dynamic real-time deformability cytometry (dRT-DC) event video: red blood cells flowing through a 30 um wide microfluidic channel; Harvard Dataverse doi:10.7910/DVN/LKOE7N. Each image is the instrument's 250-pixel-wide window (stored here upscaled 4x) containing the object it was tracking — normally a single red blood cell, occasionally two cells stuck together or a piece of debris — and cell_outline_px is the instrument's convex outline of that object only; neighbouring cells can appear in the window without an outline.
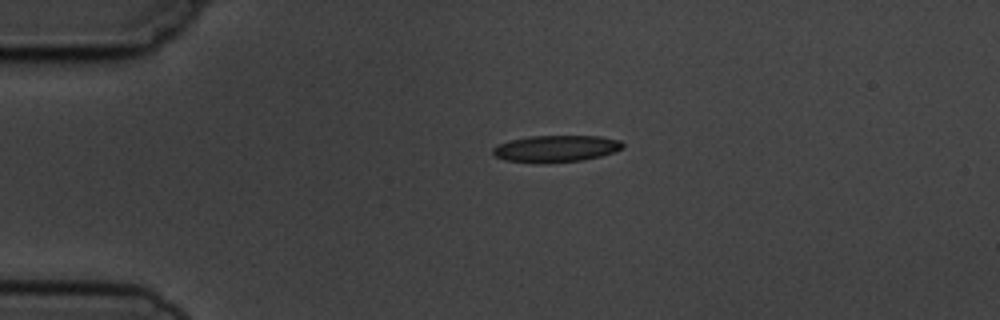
{"species": "common noctule bat (a hibernating species)", "species_latin": "Nyctalus noctula", "temperature_condition": "cold", "stored_images_in_passage": 2, "camera_frame_rate_fps": 3000, "um_per_image_px": 0.085, "animal": {"sex": "male", "body_mass_g": 19.5, "forearm_length_mm": 54.6}, "frame": {"image": 1, "passage_image": 1, "time_ms": 0.0, "image_size_px": [1000, 320], "cell_outline_px": [[624, 148], [616, 152], [584, 160], [548, 164], [504, 160], [496, 156], [492, 152], [492, 148], [500, 144], [512, 140], [528, 136], [600, 136], [620, 140], [624, 144]], "centroid_in_image_um": [47.3, 12.65], "position_along_channel_um": 37.7, "area_um2": 20.46}}